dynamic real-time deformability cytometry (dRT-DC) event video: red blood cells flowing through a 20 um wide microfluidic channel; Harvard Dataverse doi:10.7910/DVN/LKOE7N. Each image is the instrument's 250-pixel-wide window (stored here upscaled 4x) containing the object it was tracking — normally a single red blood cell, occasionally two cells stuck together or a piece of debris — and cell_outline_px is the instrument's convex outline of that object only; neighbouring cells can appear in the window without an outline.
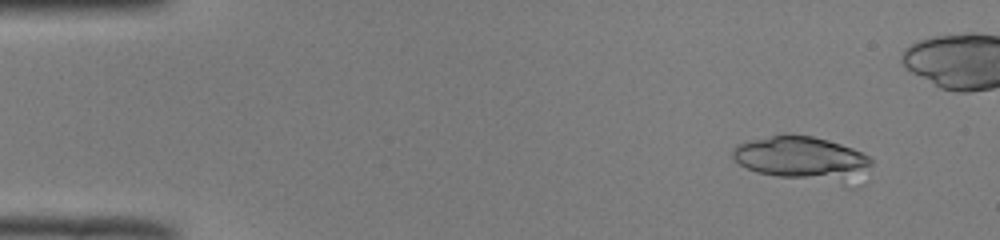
{"species": "common noctule bat (a hibernating species)", "species_latin": "Nyctalus noctula", "temperature_condition": "room temperature", "stored_images_in_passage": 17, "camera_frame_rate_fps": 3000, "um_per_image_px": 0.085, "animal": {"sex": "male", "body_mass_g": 19.0, "forearm_length_mm": 50.8}, "frame": {"image": 1, "passage_image": 5, "time_ms": 1.333, "image_size_px": [1000, 240], "cell_outline_px": [[872, 164], [864, 168], [848, 172], [804, 176], [776, 176], [756, 172], [740, 164], [732, 156], [732, 148], [736, 144], [784, 132], [812, 136], [828, 140], [852, 148], [868, 156], [872, 160]], "centroid_in_image_um": [67.84, 13.25], "position_along_channel_um": 17.2, "area_um2": 31.73}}